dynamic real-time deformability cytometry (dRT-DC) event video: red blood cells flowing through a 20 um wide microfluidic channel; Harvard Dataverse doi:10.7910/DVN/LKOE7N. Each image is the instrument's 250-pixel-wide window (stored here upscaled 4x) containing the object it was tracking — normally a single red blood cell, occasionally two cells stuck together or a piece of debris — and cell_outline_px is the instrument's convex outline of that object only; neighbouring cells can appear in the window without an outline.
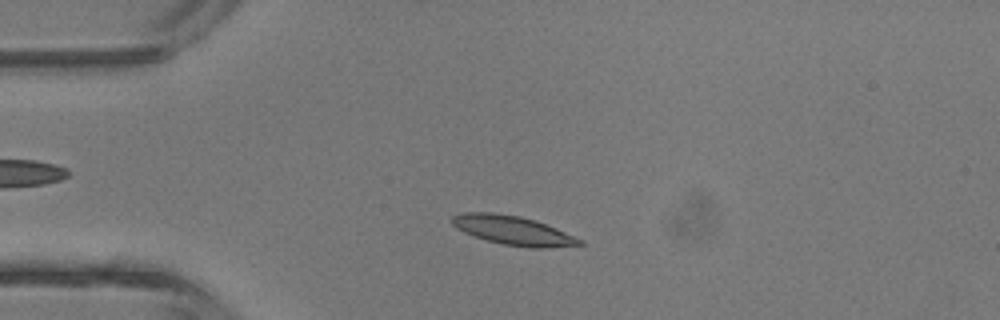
{"species": "common noctule bat (a hibernating species)", "species_latin": "Nyctalus noctula", "temperature_condition": "room temperature", "stored_images_in_passage": 3, "camera_frame_rate_fps": 3000, "um_per_image_px": 0.085, "animal": {"sex": "male", "body_mass_g": 13.3}, "frame": {"image": 1, "passage_image": 2, "time_ms": 1.0, "image_size_px": [1000, 320], "cell_outline_px": [[584, 244], [548, 248], [528, 248], [504, 244], [488, 240], [464, 232], [456, 228], [452, 224], [452, 216], [460, 212], [492, 212], [520, 216], [536, 220], [556, 228], [584, 240]], "centroid_in_image_um": [43.62, 19.57], "position_along_channel_um": 41.4, "area_um2": 21.62}}
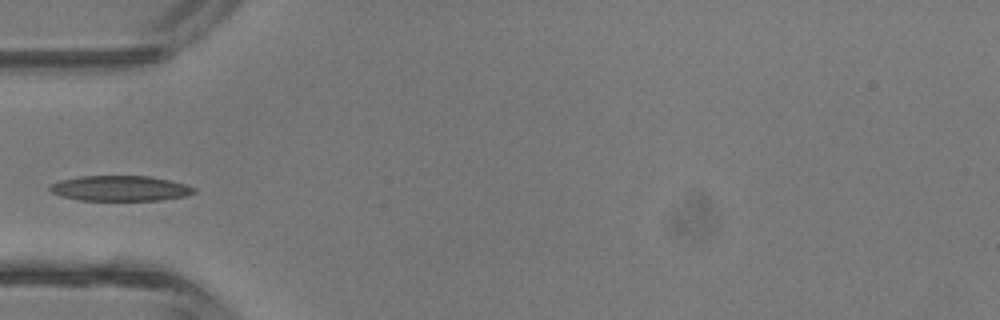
{"frame": {"image": 2, "passage_image": 3, "time_ms": 2.333, "image_size_px": [1000, 320], "cell_outline_px": [[196, 192], [188, 196], [160, 200], [80, 200], [64, 196], [52, 192], [48, 188], [52, 184], [60, 180], [80, 176], [152, 176], [188, 184], [196, 188]], "centroid_in_image_um": [10.3, 16.0], "position_along_channel_um": 74.7, "area_um2": 21.33}}